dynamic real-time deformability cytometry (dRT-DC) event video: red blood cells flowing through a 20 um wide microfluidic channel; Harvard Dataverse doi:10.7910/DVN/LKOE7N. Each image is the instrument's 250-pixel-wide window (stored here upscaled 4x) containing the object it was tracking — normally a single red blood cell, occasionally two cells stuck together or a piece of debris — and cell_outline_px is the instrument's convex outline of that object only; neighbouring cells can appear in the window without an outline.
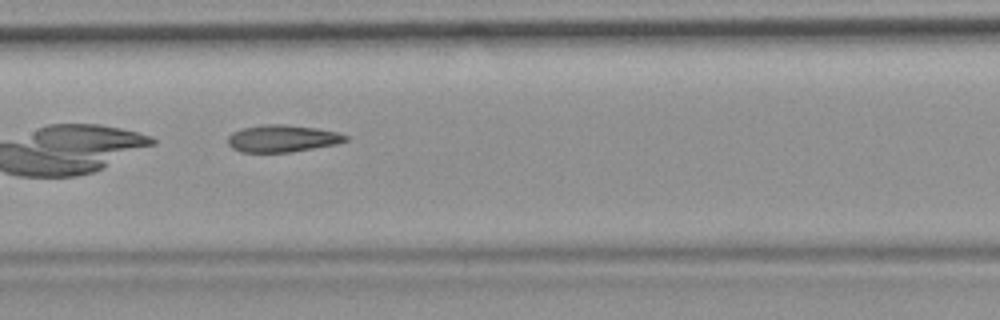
{"species": "common noctule bat (a hibernating species)", "species_latin": "Nyctalus noctula", "temperature_condition": "room temperature", "stored_images_in_passage": 10, "camera_frame_rate_fps": 3000, "um_per_image_px": 0.085, "animal": {"sex": "female", "body_mass_g": 19.9}, "frame": {"image": 1, "passage_image": 7, "time_ms": 2.0, "image_size_px": [1000, 320], "cell_outline_px": [[348, 140], [336, 144], [292, 152], [240, 152], [232, 148], [228, 144], [228, 136], [232, 132], [244, 128], [264, 124], [284, 124], [316, 128], [336, 132], [348, 136]], "centroid_in_image_um": [23.98, 11.77], "position_along_channel_um": 183.4, "area_um2": 18.55}}